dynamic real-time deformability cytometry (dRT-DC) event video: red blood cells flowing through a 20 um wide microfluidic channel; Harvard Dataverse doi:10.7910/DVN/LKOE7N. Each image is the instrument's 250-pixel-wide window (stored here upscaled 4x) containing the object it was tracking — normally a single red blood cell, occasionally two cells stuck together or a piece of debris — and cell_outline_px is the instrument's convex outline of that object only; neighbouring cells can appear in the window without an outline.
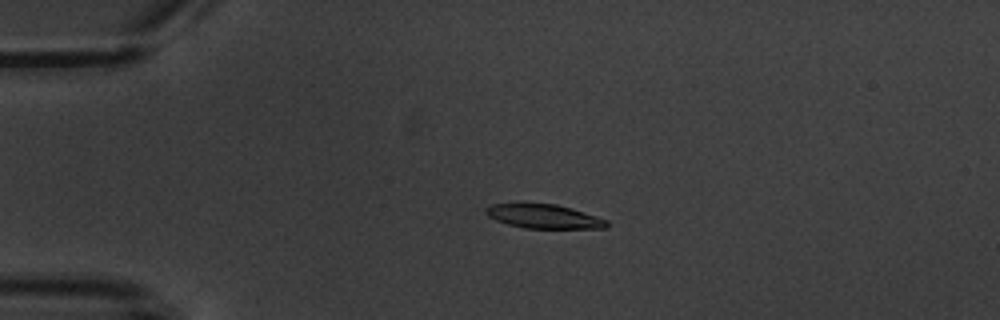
{"species": "common noctule bat (a hibernating species)", "species_latin": "Nyctalus noctula", "temperature_condition": "warm", "stored_images_in_passage": 4, "camera_frame_rate_fps": 3000, "um_per_image_px": 0.085, "animal": {"sex": "male", "body_mass_g": 20.1, "forearm_length_mm": 53.5}, "frame": {"image": 1, "passage_image": 3, "time_ms": 2.333, "image_size_px": [1000, 320], "cell_outline_px": [[608, 228], [524, 228], [508, 224], [496, 220], [488, 216], [484, 212], [484, 208], [492, 204], [556, 204], [572, 208], [608, 220]], "centroid_in_image_um": [46.23, 18.4], "position_along_channel_um": 38.8, "area_um2": 16.82}}